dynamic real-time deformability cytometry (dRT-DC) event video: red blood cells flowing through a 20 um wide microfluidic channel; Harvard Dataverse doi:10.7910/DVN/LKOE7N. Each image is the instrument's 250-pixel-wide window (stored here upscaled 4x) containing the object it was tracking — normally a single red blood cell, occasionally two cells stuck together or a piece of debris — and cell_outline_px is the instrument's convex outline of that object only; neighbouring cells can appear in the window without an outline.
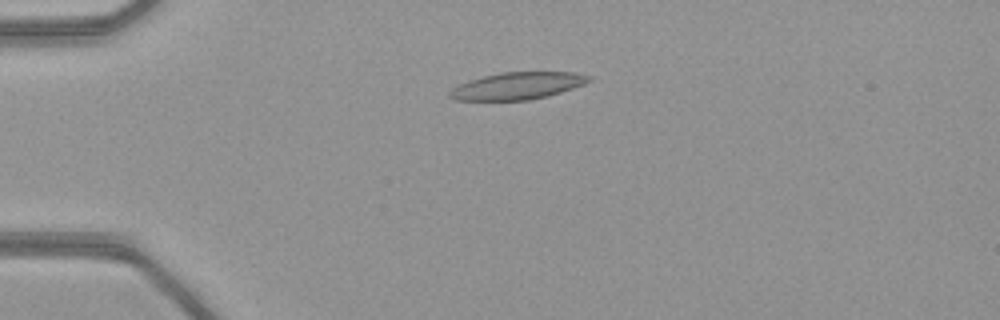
{"species": "common noctule bat (a hibernating species)", "species_latin": "Nyctalus noctula", "temperature_condition": "warm", "stored_images_in_passage": 28, "camera_frame_rate_fps": 3000, "um_per_image_px": 0.085, "animal": {"sex": "female", "body_mass_g": 21.9}, "frame": {"image": 1, "passage_image": 2, "time_ms": 0.333, "image_size_px": [1000, 320], "cell_outline_px": [[592, 80], [584, 84], [548, 96], [528, 100], [456, 100], [448, 96], [448, 92], [452, 88], [460, 84], [484, 76], [500, 72], [576, 72], [592, 76]], "centroid_in_image_um": [44.01, 7.29], "position_along_channel_um": 41.0, "area_um2": 21.91}}
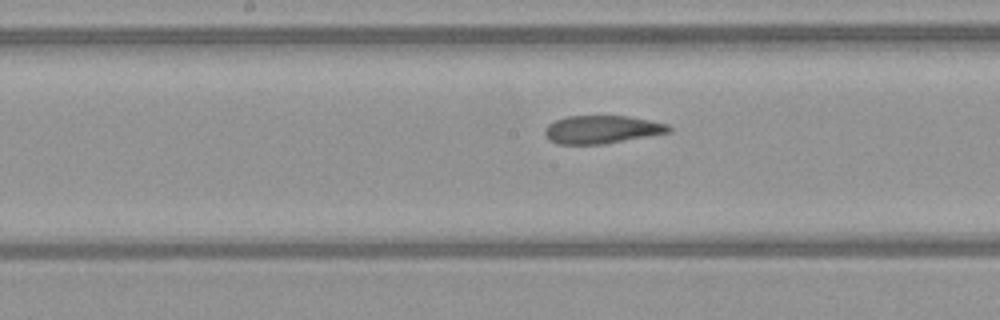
{"frame": {"image": 2, "passage_image": 16, "time_ms": 5.0, "image_size_px": [1000, 320], "cell_outline_px": [[672, 132], [604, 144], [560, 144], [548, 140], [544, 132], [544, 128], [548, 124], [556, 120], [568, 116], [628, 116], [668, 124], [672, 128]], "centroid_in_image_um": [51.16, 11.01], "position_along_channel_um": 197.0, "area_um2": 20.29}}
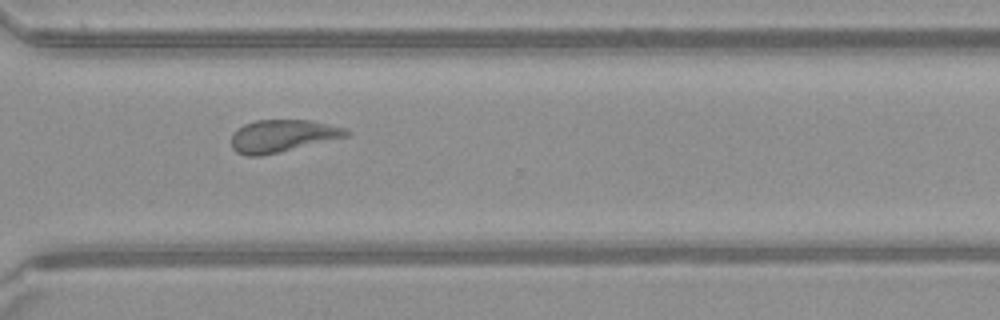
{"frame": {"image": 3, "passage_image": 27, "time_ms": 8.667, "image_size_px": [1000, 320], "cell_outline_px": [[352, 132], [348, 136], [280, 152], [260, 156], [248, 156], [236, 152], [232, 148], [232, 132], [236, 128], [244, 124], [256, 120], [308, 120], [344, 128]], "centroid_in_image_um": [23.96, 11.55], "position_along_channel_um": 346.6, "area_um2": 21.62}}